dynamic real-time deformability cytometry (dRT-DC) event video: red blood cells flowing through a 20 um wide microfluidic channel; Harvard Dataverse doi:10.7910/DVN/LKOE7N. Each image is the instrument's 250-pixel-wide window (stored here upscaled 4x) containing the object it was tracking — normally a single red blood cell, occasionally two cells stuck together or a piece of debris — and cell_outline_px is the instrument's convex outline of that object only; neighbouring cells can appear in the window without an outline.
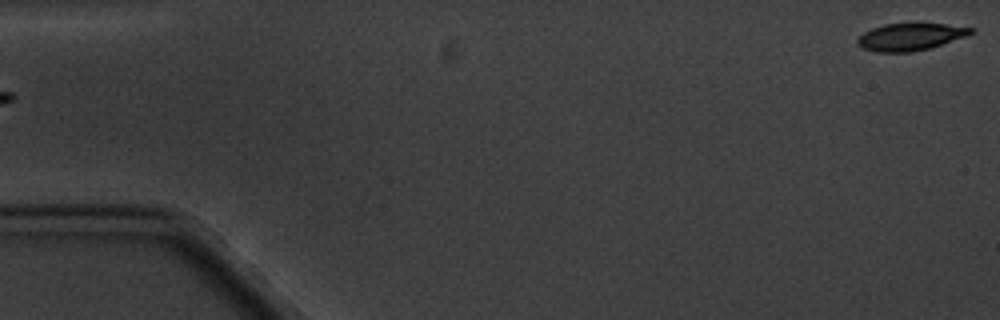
{"species": "common noctule bat (a hibernating species)", "species_latin": "Nyctalus noctula", "temperature_condition": "cold", "stored_images_in_passage": 6, "segment_of_instrument_passage": [2, 2], "camera_frame_rate_fps": 3000, "um_per_image_px": 0.085, "animal": {"sex": "male", "body_mass_g": 20.1, "forearm_length_mm": 53.5}, "frame": {"image": 1, "passage_image": 6, "time_ms": 5.667, "image_size_px": [1000, 320], "cell_outline_px": [[972, 32], [968, 36], [928, 48], [912, 52], [876, 52], [864, 48], [856, 44], [856, 40], [864, 32], [872, 28], [884, 24], [944, 24], [972, 28]], "centroid_in_image_um": [77.34, 3.14], "position_along_channel_um": 7.7, "area_um2": 17.69}}